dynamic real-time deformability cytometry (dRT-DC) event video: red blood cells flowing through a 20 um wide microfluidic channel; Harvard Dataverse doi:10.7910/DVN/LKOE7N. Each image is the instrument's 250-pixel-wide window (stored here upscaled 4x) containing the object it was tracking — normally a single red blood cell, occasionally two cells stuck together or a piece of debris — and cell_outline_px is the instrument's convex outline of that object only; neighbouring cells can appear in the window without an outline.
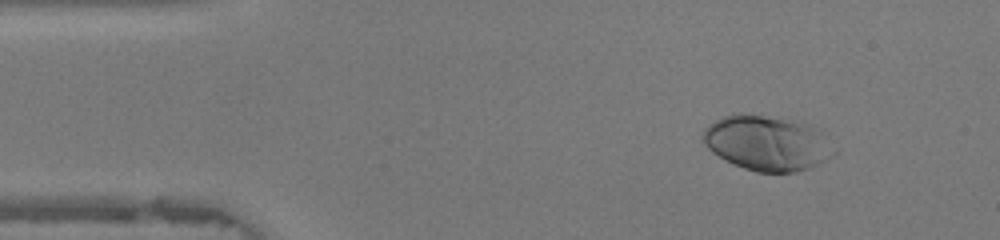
{"species": "human", "species_latin": "Homo sapiens", "temperature_condition": "warm", "stored_images_in_passage": 46, "camera_frame_rate_fps": 3000, "um_per_image_px": 0.085, "donor": {"sex": "female"}, "frame": {"image": 1, "passage_image": 5, "time_ms": 1.333, "image_size_px": [1000, 240], "cell_outline_px": [[836, 152], [828, 160], [808, 168], [796, 172], [756, 172], [744, 168], [724, 160], [712, 152], [704, 144], [704, 128], [708, 124], [724, 116], [740, 112], [780, 116], [808, 124], [820, 128]], "centroid_in_image_um": [65.22, 12.13], "position_along_channel_um": 19.8, "area_um2": 42.66}}
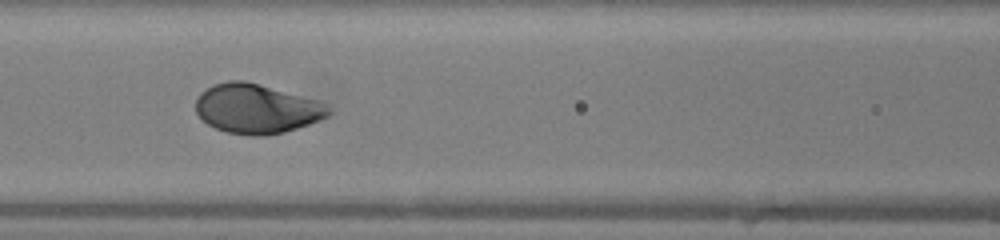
{"frame": {"image": 2, "passage_image": 19, "time_ms": 6.0, "image_size_px": [1000, 240], "cell_outline_px": [[332, 112], [328, 116], [320, 120], [284, 132], [264, 136], [252, 136], [228, 132], [216, 128], [208, 124], [196, 112], [196, 100], [200, 92], [212, 84], [228, 80], [244, 80], [260, 84], [320, 100], [328, 104]], "centroid_in_image_um": [21.84, 9.22], "position_along_channel_um": 144.8, "area_um2": 38.55}}
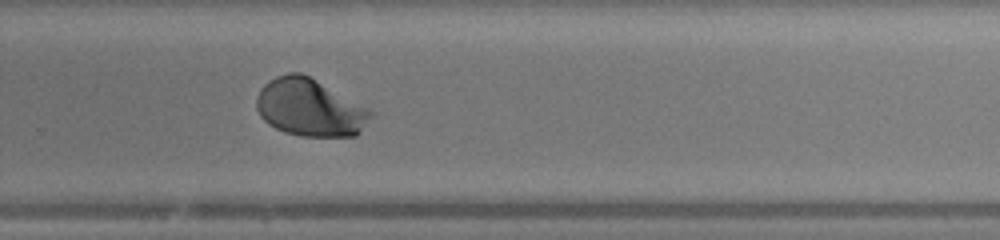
{"frame": {"image": 3, "passage_image": 30, "time_ms": 9.667, "image_size_px": [1000, 240], "cell_outline_px": [[376, 112], [360, 132], [356, 136], [300, 136], [284, 132], [268, 124], [260, 116], [256, 108], [256, 96], [260, 88], [268, 80], [276, 76], [288, 72], [300, 72], [308, 76]], "centroid_in_image_um": [26.32, 9.15], "position_along_channel_um": 303.5, "area_um2": 38.32}, "authors_computed_cell_mechanics": {"area_um2": 38.4948, "velocity_mm_per_s": 4.3447, "shape_relaxation_time_tau1_ms": 2.0225, "shape_relaxation_time_tau2_ms": null, "deformation_change_tau1": 0.1714, "deformation_change_tau2": null}}